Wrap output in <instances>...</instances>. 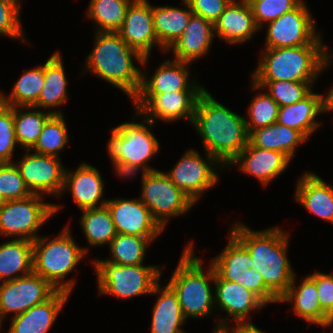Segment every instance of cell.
I'll return each instance as SVG.
<instances>
[{
  "label": "cell",
  "instance_id": "681fc988",
  "mask_svg": "<svg viewBox=\"0 0 333 333\" xmlns=\"http://www.w3.org/2000/svg\"><path fill=\"white\" fill-rule=\"evenodd\" d=\"M234 327L230 326V324L227 326V328L232 332V333H265L256 325H254L252 322L246 321V322H237L234 323ZM230 326V327H229Z\"/></svg>",
  "mask_w": 333,
  "mask_h": 333
},
{
  "label": "cell",
  "instance_id": "60d3db41",
  "mask_svg": "<svg viewBox=\"0 0 333 333\" xmlns=\"http://www.w3.org/2000/svg\"><path fill=\"white\" fill-rule=\"evenodd\" d=\"M247 111L248 116L244 119L249 135L255 129L276 123L279 105L267 92L261 91L251 100Z\"/></svg>",
  "mask_w": 333,
  "mask_h": 333
},
{
  "label": "cell",
  "instance_id": "816d5d0a",
  "mask_svg": "<svg viewBox=\"0 0 333 333\" xmlns=\"http://www.w3.org/2000/svg\"><path fill=\"white\" fill-rule=\"evenodd\" d=\"M212 333H232L227 327H214V329L212 330Z\"/></svg>",
  "mask_w": 333,
  "mask_h": 333
},
{
  "label": "cell",
  "instance_id": "f1b7e54d",
  "mask_svg": "<svg viewBox=\"0 0 333 333\" xmlns=\"http://www.w3.org/2000/svg\"><path fill=\"white\" fill-rule=\"evenodd\" d=\"M65 73L61 52L55 51L44 64V86L34 107L45 111L50 109L51 114H64L62 110H56V106L61 107L69 100Z\"/></svg>",
  "mask_w": 333,
  "mask_h": 333
},
{
  "label": "cell",
  "instance_id": "4dcf8cb0",
  "mask_svg": "<svg viewBox=\"0 0 333 333\" xmlns=\"http://www.w3.org/2000/svg\"><path fill=\"white\" fill-rule=\"evenodd\" d=\"M308 139L297 130L285 125L273 123L270 126L253 130L248 141L255 147L282 152L291 160L298 146Z\"/></svg>",
  "mask_w": 333,
  "mask_h": 333
},
{
  "label": "cell",
  "instance_id": "2e32d148",
  "mask_svg": "<svg viewBox=\"0 0 333 333\" xmlns=\"http://www.w3.org/2000/svg\"><path fill=\"white\" fill-rule=\"evenodd\" d=\"M215 309L227 313V316L216 319L215 327H227L232 318L234 323L249 321V315L267 306L256 294L243 287L240 283L224 280L215 272L214 279ZM230 316V317H229Z\"/></svg>",
  "mask_w": 333,
  "mask_h": 333
},
{
  "label": "cell",
  "instance_id": "4316f807",
  "mask_svg": "<svg viewBox=\"0 0 333 333\" xmlns=\"http://www.w3.org/2000/svg\"><path fill=\"white\" fill-rule=\"evenodd\" d=\"M323 95L312 90L302 100L279 107L277 123L300 131L309 140L323 124L316 118L324 113Z\"/></svg>",
  "mask_w": 333,
  "mask_h": 333
},
{
  "label": "cell",
  "instance_id": "9c48e42d",
  "mask_svg": "<svg viewBox=\"0 0 333 333\" xmlns=\"http://www.w3.org/2000/svg\"><path fill=\"white\" fill-rule=\"evenodd\" d=\"M46 196L32 194L7 201L0 208V236L35 241L41 227L63 206L43 202Z\"/></svg>",
  "mask_w": 333,
  "mask_h": 333
},
{
  "label": "cell",
  "instance_id": "d6986e66",
  "mask_svg": "<svg viewBox=\"0 0 333 333\" xmlns=\"http://www.w3.org/2000/svg\"><path fill=\"white\" fill-rule=\"evenodd\" d=\"M291 159L282 152L253 146L249 141L242 152L228 165L237 166L244 174L255 177L266 187L287 170Z\"/></svg>",
  "mask_w": 333,
  "mask_h": 333
},
{
  "label": "cell",
  "instance_id": "9a60e30c",
  "mask_svg": "<svg viewBox=\"0 0 333 333\" xmlns=\"http://www.w3.org/2000/svg\"><path fill=\"white\" fill-rule=\"evenodd\" d=\"M57 289L32 272L15 280L0 282V324L7 314L19 315L48 300Z\"/></svg>",
  "mask_w": 333,
  "mask_h": 333
},
{
  "label": "cell",
  "instance_id": "5bb4252c",
  "mask_svg": "<svg viewBox=\"0 0 333 333\" xmlns=\"http://www.w3.org/2000/svg\"><path fill=\"white\" fill-rule=\"evenodd\" d=\"M24 152L23 157L14 163L30 192L35 195L60 197L66 171L61 158L32 153L31 150Z\"/></svg>",
  "mask_w": 333,
  "mask_h": 333
},
{
  "label": "cell",
  "instance_id": "d4e9b609",
  "mask_svg": "<svg viewBox=\"0 0 333 333\" xmlns=\"http://www.w3.org/2000/svg\"><path fill=\"white\" fill-rule=\"evenodd\" d=\"M301 176L297 179L294 199L305 210L333 225V185L312 171Z\"/></svg>",
  "mask_w": 333,
  "mask_h": 333
},
{
  "label": "cell",
  "instance_id": "7a4b0ae2",
  "mask_svg": "<svg viewBox=\"0 0 333 333\" xmlns=\"http://www.w3.org/2000/svg\"><path fill=\"white\" fill-rule=\"evenodd\" d=\"M228 232L248 250L253 268L262 275L265 286L279 299L296 274L288 259L290 233L277 226L255 231L238 221L231 224Z\"/></svg>",
  "mask_w": 333,
  "mask_h": 333
},
{
  "label": "cell",
  "instance_id": "7c38bea8",
  "mask_svg": "<svg viewBox=\"0 0 333 333\" xmlns=\"http://www.w3.org/2000/svg\"><path fill=\"white\" fill-rule=\"evenodd\" d=\"M205 158L196 149L186 150L170 171L165 173L173 184L183 191L195 204L201 195L216 186L219 173L225 167L206 151ZM219 169V170H218Z\"/></svg>",
  "mask_w": 333,
  "mask_h": 333
},
{
  "label": "cell",
  "instance_id": "7dc6e473",
  "mask_svg": "<svg viewBox=\"0 0 333 333\" xmlns=\"http://www.w3.org/2000/svg\"><path fill=\"white\" fill-rule=\"evenodd\" d=\"M193 14L215 23L232 0H186Z\"/></svg>",
  "mask_w": 333,
  "mask_h": 333
},
{
  "label": "cell",
  "instance_id": "74e56055",
  "mask_svg": "<svg viewBox=\"0 0 333 333\" xmlns=\"http://www.w3.org/2000/svg\"><path fill=\"white\" fill-rule=\"evenodd\" d=\"M44 86V64L36 66L27 71L18 78L14 84L11 93L4 94V104L10 107L33 106Z\"/></svg>",
  "mask_w": 333,
  "mask_h": 333
},
{
  "label": "cell",
  "instance_id": "ac0fdd59",
  "mask_svg": "<svg viewBox=\"0 0 333 333\" xmlns=\"http://www.w3.org/2000/svg\"><path fill=\"white\" fill-rule=\"evenodd\" d=\"M116 232L124 235L160 237L164 230L153 219L150 209L138 198H113L106 203Z\"/></svg>",
  "mask_w": 333,
  "mask_h": 333
},
{
  "label": "cell",
  "instance_id": "f5cc1de1",
  "mask_svg": "<svg viewBox=\"0 0 333 333\" xmlns=\"http://www.w3.org/2000/svg\"><path fill=\"white\" fill-rule=\"evenodd\" d=\"M333 53L331 52H329L328 51V48H327V46H326V62L329 64V65H331V63L333 64Z\"/></svg>",
  "mask_w": 333,
  "mask_h": 333
},
{
  "label": "cell",
  "instance_id": "83f0119b",
  "mask_svg": "<svg viewBox=\"0 0 333 333\" xmlns=\"http://www.w3.org/2000/svg\"><path fill=\"white\" fill-rule=\"evenodd\" d=\"M159 281L152 290V295H158L153 310L151 333H187L182 325L187 321L179 303L177 293L167 283L161 287Z\"/></svg>",
  "mask_w": 333,
  "mask_h": 333
},
{
  "label": "cell",
  "instance_id": "277c9868",
  "mask_svg": "<svg viewBox=\"0 0 333 333\" xmlns=\"http://www.w3.org/2000/svg\"><path fill=\"white\" fill-rule=\"evenodd\" d=\"M135 116L133 121L122 122L112 128L107 142L106 150L115 174L125 180L135 177L138 172L157 170L148 164L160 150L159 141L151 131L155 124L144 117L141 122L136 121L135 118L140 116L136 110Z\"/></svg>",
  "mask_w": 333,
  "mask_h": 333
},
{
  "label": "cell",
  "instance_id": "11a10c76",
  "mask_svg": "<svg viewBox=\"0 0 333 333\" xmlns=\"http://www.w3.org/2000/svg\"><path fill=\"white\" fill-rule=\"evenodd\" d=\"M4 93L0 92V108L4 105Z\"/></svg>",
  "mask_w": 333,
  "mask_h": 333
},
{
  "label": "cell",
  "instance_id": "d590c367",
  "mask_svg": "<svg viewBox=\"0 0 333 333\" xmlns=\"http://www.w3.org/2000/svg\"><path fill=\"white\" fill-rule=\"evenodd\" d=\"M158 237H143L117 233L108 247L111 258L93 261H110L118 265H141L146 258L148 246Z\"/></svg>",
  "mask_w": 333,
  "mask_h": 333
},
{
  "label": "cell",
  "instance_id": "52a82bcc",
  "mask_svg": "<svg viewBox=\"0 0 333 333\" xmlns=\"http://www.w3.org/2000/svg\"><path fill=\"white\" fill-rule=\"evenodd\" d=\"M66 226L57 236H39L33 241V272L55 289L73 293L76 280L66 277L82 262L89 249L77 245Z\"/></svg>",
  "mask_w": 333,
  "mask_h": 333
},
{
  "label": "cell",
  "instance_id": "6da1fadb",
  "mask_svg": "<svg viewBox=\"0 0 333 333\" xmlns=\"http://www.w3.org/2000/svg\"><path fill=\"white\" fill-rule=\"evenodd\" d=\"M244 117L218 102L207 89L197 100L191 126L200 136L204 151L225 168L248 143Z\"/></svg>",
  "mask_w": 333,
  "mask_h": 333
},
{
  "label": "cell",
  "instance_id": "bcb514c9",
  "mask_svg": "<svg viewBox=\"0 0 333 333\" xmlns=\"http://www.w3.org/2000/svg\"><path fill=\"white\" fill-rule=\"evenodd\" d=\"M309 276L316 282L321 309L333 320V274L316 271Z\"/></svg>",
  "mask_w": 333,
  "mask_h": 333
},
{
  "label": "cell",
  "instance_id": "836d02e7",
  "mask_svg": "<svg viewBox=\"0 0 333 333\" xmlns=\"http://www.w3.org/2000/svg\"><path fill=\"white\" fill-rule=\"evenodd\" d=\"M81 212L79 222L87 243L94 247L109 245L117 232L107 206L84 209Z\"/></svg>",
  "mask_w": 333,
  "mask_h": 333
},
{
  "label": "cell",
  "instance_id": "5b68a950",
  "mask_svg": "<svg viewBox=\"0 0 333 333\" xmlns=\"http://www.w3.org/2000/svg\"><path fill=\"white\" fill-rule=\"evenodd\" d=\"M251 81L316 82L330 65L326 45L264 48Z\"/></svg>",
  "mask_w": 333,
  "mask_h": 333
},
{
  "label": "cell",
  "instance_id": "484cf974",
  "mask_svg": "<svg viewBox=\"0 0 333 333\" xmlns=\"http://www.w3.org/2000/svg\"><path fill=\"white\" fill-rule=\"evenodd\" d=\"M191 63L165 59L156 68L155 72L148 76V71H143L141 85L138 93H165L173 91H187L197 80H191Z\"/></svg>",
  "mask_w": 333,
  "mask_h": 333
},
{
  "label": "cell",
  "instance_id": "f546056e",
  "mask_svg": "<svg viewBox=\"0 0 333 333\" xmlns=\"http://www.w3.org/2000/svg\"><path fill=\"white\" fill-rule=\"evenodd\" d=\"M183 8L169 6H153L154 30L159 44L167 51L181 36L193 14L186 0H181Z\"/></svg>",
  "mask_w": 333,
  "mask_h": 333
},
{
  "label": "cell",
  "instance_id": "c3c4849f",
  "mask_svg": "<svg viewBox=\"0 0 333 333\" xmlns=\"http://www.w3.org/2000/svg\"><path fill=\"white\" fill-rule=\"evenodd\" d=\"M241 285L256 294L267 306L279 303V299L265 286L262 275L254 268H248Z\"/></svg>",
  "mask_w": 333,
  "mask_h": 333
},
{
  "label": "cell",
  "instance_id": "b9f144b4",
  "mask_svg": "<svg viewBox=\"0 0 333 333\" xmlns=\"http://www.w3.org/2000/svg\"><path fill=\"white\" fill-rule=\"evenodd\" d=\"M252 8L257 27L264 29L265 24L278 19L292 9H295L303 0H247Z\"/></svg>",
  "mask_w": 333,
  "mask_h": 333
},
{
  "label": "cell",
  "instance_id": "e575fe53",
  "mask_svg": "<svg viewBox=\"0 0 333 333\" xmlns=\"http://www.w3.org/2000/svg\"><path fill=\"white\" fill-rule=\"evenodd\" d=\"M52 115L49 111H41L34 106L14 107V126L17 144L24 150H30L37 142L46 121Z\"/></svg>",
  "mask_w": 333,
  "mask_h": 333
},
{
  "label": "cell",
  "instance_id": "4fadbf2b",
  "mask_svg": "<svg viewBox=\"0 0 333 333\" xmlns=\"http://www.w3.org/2000/svg\"><path fill=\"white\" fill-rule=\"evenodd\" d=\"M303 0L295 9L286 12L267 26L264 48L295 47L325 44L316 30L315 19Z\"/></svg>",
  "mask_w": 333,
  "mask_h": 333
},
{
  "label": "cell",
  "instance_id": "3957f363",
  "mask_svg": "<svg viewBox=\"0 0 333 333\" xmlns=\"http://www.w3.org/2000/svg\"><path fill=\"white\" fill-rule=\"evenodd\" d=\"M94 46L84 60L83 72H91L133 99L141 85L142 67L149 61L131 48L117 32H95ZM133 59L136 62H133ZM85 68V69H84Z\"/></svg>",
  "mask_w": 333,
  "mask_h": 333
},
{
  "label": "cell",
  "instance_id": "8992f818",
  "mask_svg": "<svg viewBox=\"0 0 333 333\" xmlns=\"http://www.w3.org/2000/svg\"><path fill=\"white\" fill-rule=\"evenodd\" d=\"M193 242L190 241L183 248L182 256L167 282L177 293L186 320L213 316L215 310L214 287H211L215 270L208 263L207 270L204 271L203 260L195 255Z\"/></svg>",
  "mask_w": 333,
  "mask_h": 333
},
{
  "label": "cell",
  "instance_id": "7402d4cb",
  "mask_svg": "<svg viewBox=\"0 0 333 333\" xmlns=\"http://www.w3.org/2000/svg\"><path fill=\"white\" fill-rule=\"evenodd\" d=\"M296 275L279 303H291L294 314L300 319L319 327H333V320L321 309L316 282L308 275L296 285Z\"/></svg>",
  "mask_w": 333,
  "mask_h": 333
},
{
  "label": "cell",
  "instance_id": "7bdbcfd3",
  "mask_svg": "<svg viewBox=\"0 0 333 333\" xmlns=\"http://www.w3.org/2000/svg\"><path fill=\"white\" fill-rule=\"evenodd\" d=\"M21 0H0V36L28 42L21 24Z\"/></svg>",
  "mask_w": 333,
  "mask_h": 333
},
{
  "label": "cell",
  "instance_id": "f6af8a7d",
  "mask_svg": "<svg viewBox=\"0 0 333 333\" xmlns=\"http://www.w3.org/2000/svg\"><path fill=\"white\" fill-rule=\"evenodd\" d=\"M17 146L14 107L4 104L0 108V163L14 162L13 156Z\"/></svg>",
  "mask_w": 333,
  "mask_h": 333
},
{
  "label": "cell",
  "instance_id": "f35d334b",
  "mask_svg": "<svg viewBox=\"0 0 333 333\" xmlns=\"http://www.w3.org/2000/svg\"><path fill=\"white\" fill-rule=\"evenodd\" d=\"M69 134L64 114H53L45 123L37 142L30 149L32 152L60 157L68 146Z\"/></svg>",
  "mask_w": 333,
  "mask_h": 333
},
{
  "label": "cell",
  "instance_id": "8fae6325",
  "mask_svg": "<svg viewBox=\"0 0 333 333\" xmlns=\"http://www.w3.org/2000/svg\"><path fill=\"white\" fill-rule=\"evenodd\" d=\"M197 82L187 91L137 93L132 99L133 108L141 117L150 120L154 124L159 120L170 123L177 122V120L180 121V119H186L192 124L197 100L206 89Z\"/></svg>",
  "mask_w": 333,
  "mask_h": 333
},
{
  "label": "cell",
  "instance_id": "f907efd6",
  "mask_svg": "<svg viewBox=\"0 0 333 333\" xmlns=\"http://www.w3.org/2000/svg\"><path fill=\"white\" fill-rule=\"evenodd\" d=\"M329 88L328 93L323 95L324 113L333 111V86Z\"/></svg>",
  "mask_w": 333,
  "mask_h": 333
},
{
  "label": "cell",
  "instance_id": "ffe728a7",
  "mask_svg": "<svg viewBox=\"0 0 333 333\" xmlns=\"http://www.w3.org/2000/svg\"><path fill=\"white\" fill-rule=\"evenodd\" d=\"M104 186L105 182L99 170L82 162L76 170L66 168L61 197L69 190L80 210L100 208L106 206L108 200L103 199Z\"/></svg>",
  "mask_w": 333,
  "mask_h": 333
},
{
  "label": "cell",
  "instance_id": "ab89813d",
  "mask_svg": "<svg viewBox=\"0 0 333 333\" xmlns=\"http://www.w3.org/2000/svg\"><path fill=\"white\" fill-rule=\"evenodd\" d=\"M251 90L266 91L279 105L286 106L302 100L312 90L314 82H294V81H250Z\"/></svg>",
  "mask_w": 333,
  "mask_h": 333
},
{
  "label": "cell",
  "instance_id": "8d00e7d4",
  "mask_svg": "<svg viewBox=\"0 0 333 333\" xmlns=\"http://www.w3.org/2000/svg\"><path fill=\"white\" fill-rule=\"evenodd\" d=\"M132 1L90 0L85 16L95 23V32H117L122 27L127 8Z\"/></svg>",
  "mask_w": 333,
  "mask_h": 333
},
{
  "label": "cell",
  "instance_id": "ba28073f",
  "mask_svg": "<svg viewBox=\"0 0 333 333\" xmlns=\"http://www.w3.org/2000/svg\"><path fill=\"white\" fill-rule=\"evenodd\" d=\"M97 275L99 295H110L118 299H129L151 295L160 281V265H118L110 261H92Z\"/></svg>",
  "mask_w": 333,
  "mask_h": 333
},
{
  "label": "cell",
  "instance_id": "cb8c5ba5",
  "mask_svg": "<svg viewBox=\"0 0 333 333\" xmlns=\"http://www.w3.org/2000/svg\"><path fill=\"white\" fill-rule=\"evenodd\" d=\"M71 293L57 290L45 302L13 316L7 333H48Z\"/></svg>",
  "mask_w": 333,
  "mask_h": 333
},
{
  "label": "cell",
  "instance_id": "30bf717a",
  "mask_svg": "<svg viewBox=\"0 0 333 333\" xmlns=\"http://www.w3.org/2000/svg\"><path fill=\"white\" fill-rule=\"evenodd\" d=\"M141 176L139 199L150 209L153 219L163 230L170 219L185 216L195 205L164 171L145 172Z\"/></svg>",
  "mask_w": 333,
  "mask_h": 333
},
{
  "label": "cell",
  "instance_id": "ee69618b",
  "mask_svg": "<svg viewBox=\"0 0 333 333\" xmlns=\"http://www.w3.org/2000/svg\"><path fill=\"white\" fill-rule=\"evenodd\" d=\"M0 192L7 201L32 195L14 162L0 163Z\"/></svg>",
  "mask_w": 333,
  "mask_h": 333
},
{
  "label": "cell",
  "instance_id": "44dd1931",
  "mask_svg": "<svg viewBox=\"0 0 333 333\" xmlns=\"http://www.w3.org/2000/svg\"><path fill=\"white\" fill-rule=\"evenodd\" d=\"M258 31L247 0H232L214 23L215 37L231 46L252 41Z\"/></svg>",
  "mask_w": 333,
  "mask_h": 333
},
{
  "label": "cell",
  "instance_id": "d6a6232c",
  "mask_svg": "<svg viewBox=\"0 0 333 333\" xmlns=\"http://www.w3.org/2000/svg\"><path fill=\"white\" fill-rule=\"evenodd\" d=\"M210 263L222 279L240 284L248 268H253L250 253L231 233L225 248Z\"/></svg>",
  "mask_w": 333,
  "mask_h": 333
},
{
  "label": "cell",
  "instance_id": "e0dca14e",
  "mask_svg": "<svg viewBox=\"0 0 333 333\" xmlns=\"http://www.w3.org/2000/svg\"><path fill=\"white\" fill-rule=\"evenodd\" d=\"M121 38L143 57H150L154 46L163 53L153 22L152 5L148 0H133L127 8L122 27L117 31Z\"/></svg>",
  "mask_w": 333,
  "mask_h": 333
},
{
  "label": "cell",
  "instance_id": "603a6c76",
  "mask_svg": "<svg viewBox=\"0 0 333 333\" xmlns=\"http://www.w3.org/2000/svg\"><path fill=\"white\" fill-rule=\"evenodd\" d=\"M214 38V24L202 16L192 14L184 32L166 53L172 51L174 60L192 64L208 55Z\"/></svg>",
  "mask_w": 333,
  "mask_h": 333
},
{
  "label": "cell",
  "instance_id": "db71d44e",
  "mask_svg": "<svg viewBox=\"0 0 333 333\" xmlns=\"http://www.w3.org/2000/svg\"><path fill=\"white\" fill-rule=\"evenodd\" d=\"M7 202L3 194L0 192V208Z\"/></svg>",
  "mask_w": 333,
  "mask_h": 333
},
{
  "label": "cell",
  "instance_id": "1f68e13d",
  "mask_svg": "<svg viewBox=\"0 0 333 333\" xmlns=\"http://www.w3.org/2000/svg\"><path fill=\"white\" fill-rule=\"evenodd\" d=\"M32 272V241L11 239L0 244V282L15 280Z\"/></svg>",
  "mask_w": 333,
  "mask_h": 333
}]
</instances>
